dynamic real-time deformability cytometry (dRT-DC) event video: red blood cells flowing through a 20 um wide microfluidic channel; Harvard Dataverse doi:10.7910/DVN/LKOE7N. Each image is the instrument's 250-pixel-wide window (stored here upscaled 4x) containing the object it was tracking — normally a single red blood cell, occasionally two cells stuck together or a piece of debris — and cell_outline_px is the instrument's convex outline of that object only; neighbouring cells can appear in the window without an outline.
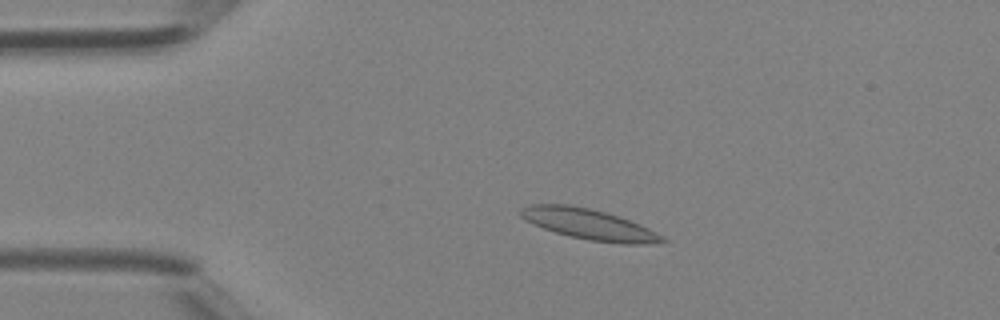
{"species": "Egyptian fruit bat (a non-hibernating species)", "species_latin": "Rousettus aegyptiacus", "temperature_condition": "room temperature", "stored_images_in_passage": 35, "camera_frame_rate_fps": 3000, "um_per_image_px": 0.085, "animal": {"sex": "female"}, "frame": {"image": 1, "passage_image": 2, "time_ms": 0.333, "image_size_px": [1000, 320], "cell_outline_px": [[668, 240], [640, 244], [624, 244], [588, 240], [556, 232], [544, 228], [520, 216], [520, 208], [532, 204], [572, 204], [620, 216], [640, 224], [664, 236]], "centroid_in_image_um": [50.08, 19.05], "position_along_channel_um": 34.9, "area_um2": 24.91}}
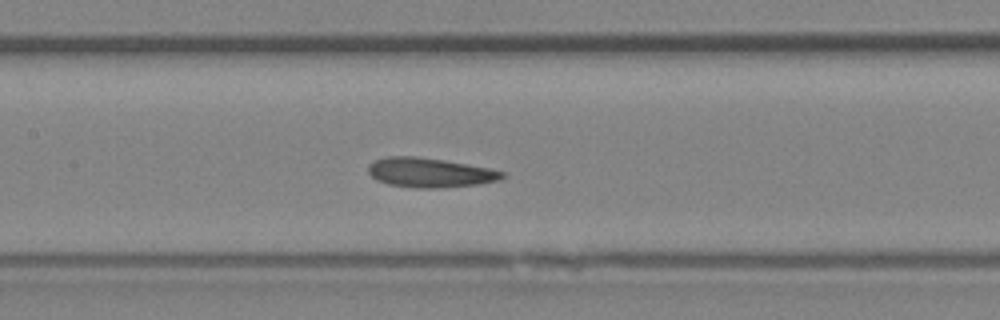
{"frame": {"image": 2, "passage_image": 13, "time_ms": 4.0, "image_size_px": [1000, 320], "cell_outline_px": [[508, 176], [500, 180], [480, 184], [440, 188], [416, 188], [388, 184], [376, 180], [368, 172], [368, 164], [376, 160], [388, 156], [416, 156], [444, 160], [488, 168], [504, 172]], "centroid_in_image_um": [36.55, 14.68], "position_along_channel_um": 170.8, "area_um2": 23.12}}
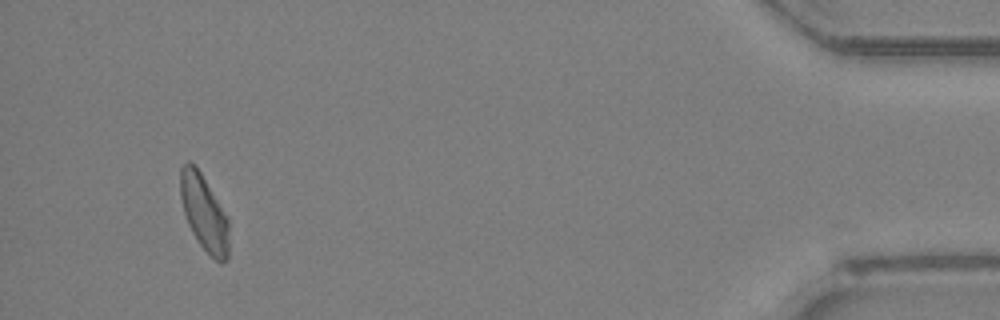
{"frame": {"image": 3, "passage_image": 33, "time_ms": 10.667, "image_size_px": [1000, 320], "cell_outline_px": [[228, 260], [220, 264], [200, 244], [192, 232], [188, 224], [184, 212], [180, 196], [180, 168], [188, 160], [196, 164], [228, 216]], "centroid_in_image_um": [17.35, 18.05], "position_along_channel_um": 417.9, "area_um2": 21.62}}